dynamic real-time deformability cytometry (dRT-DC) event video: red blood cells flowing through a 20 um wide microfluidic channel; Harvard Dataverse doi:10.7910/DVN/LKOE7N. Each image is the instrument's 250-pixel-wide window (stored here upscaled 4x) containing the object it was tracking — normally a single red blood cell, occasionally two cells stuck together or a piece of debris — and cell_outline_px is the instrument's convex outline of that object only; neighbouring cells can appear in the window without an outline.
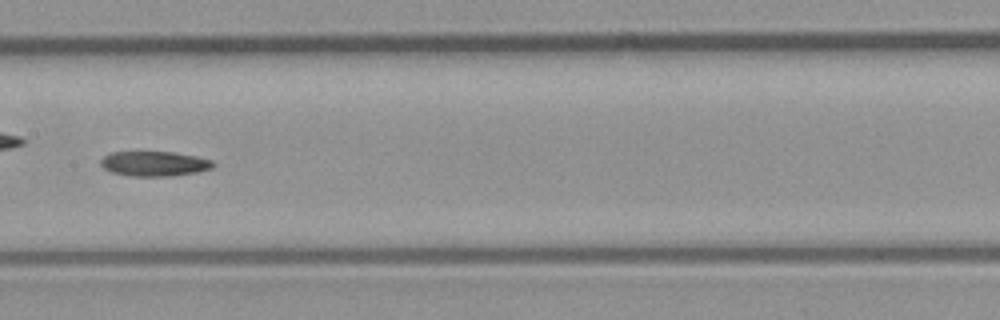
{"species": "common noctule bat (a hibernating species)", "species_latin": "Nyctalus noctula", "temperature_condition": "room temperature", "stored_images_in_passage": 37, "camera_frame_rate_fps": 3000, "um_per_image_px": 0.085, "animal": {"sex": "male", "body_mass_g": 23.1, "forearm_length_mm": 52.7}, "frame": {"image": 1, "passage_image": 11, "time_ms": 3.333, "image_size_px": [1000, 320], "cell_outline_px": [[216, 164], [212, 168], [196, 172], [172, 176], [132, 176], [112, 172], [104, 168], [100, 164], [100, 160], [104, 156], [112, 152], [172, 152], [196, 156], [212, 160]], "centroid_in_image_um": [13.13, 13.91], "position_along_channel_um": 194.3, "area_um2": 16.24}}